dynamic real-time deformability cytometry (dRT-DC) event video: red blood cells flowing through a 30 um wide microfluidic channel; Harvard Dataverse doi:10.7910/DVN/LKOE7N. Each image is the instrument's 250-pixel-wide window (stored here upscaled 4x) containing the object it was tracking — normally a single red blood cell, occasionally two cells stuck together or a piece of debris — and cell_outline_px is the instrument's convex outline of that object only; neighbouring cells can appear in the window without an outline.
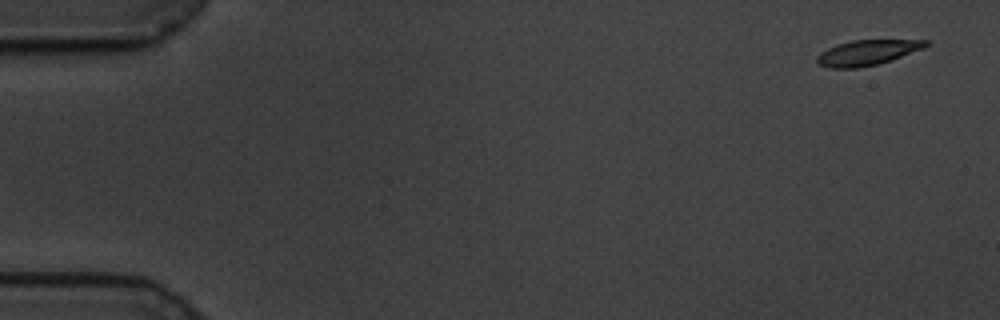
{"species": "common noctule bat (a hibernating species)", "species_latin": "Nyctalus noctula", "temperature_condition": "cold", "stored_images_in_passage": 58, "camera_frame_rate_fps": 3000, "um_per_image_px": 0.085, "animal": {"sex": "male", "body_mass_g": 19.5, "forearm_length_mm": 54.6}, "frame": {"image": 1, "passage_image": 1, "time_ms": 0.0, "image_size_px": [1000, 320], "cell_outline_px": [[928, 44], [924, 48], [880, 64], [860, 68], [828, 68], [820, 64], [816, 60], [816, 56], [820, 52], [836, 44], [852, 40], [928, 40]], "centroid_in_image_um": [73.69, 4.48], "position_along_channel_um": 11.3, "area_um2": 16.07}}
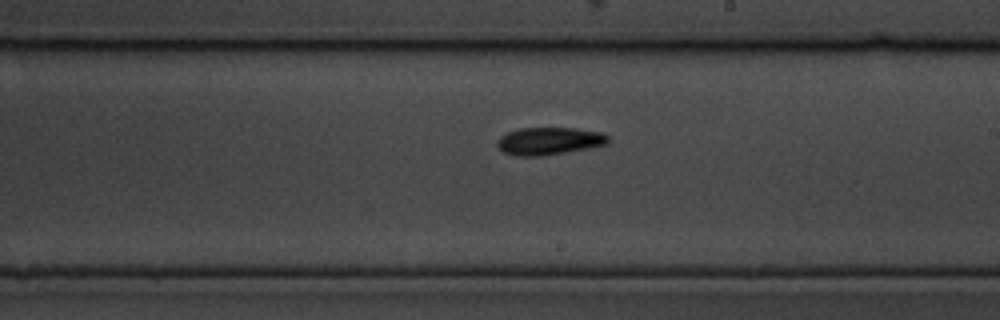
{"frame": {"image": 2, "passage_image": 33, "time_ms": 10.667, "image_size_px": [1000, 320], "cell_outline_px": [[608, 144], [544, 156], [516, 156], [504, 152], [496, 144], [500, 136], [516, 128], [572, 128], [600, 132], [608, 136]], "centroid_in_image_um": [46.64, 11.99], "position_along_channel_um": 242.4, "area_um2": 17.69}}
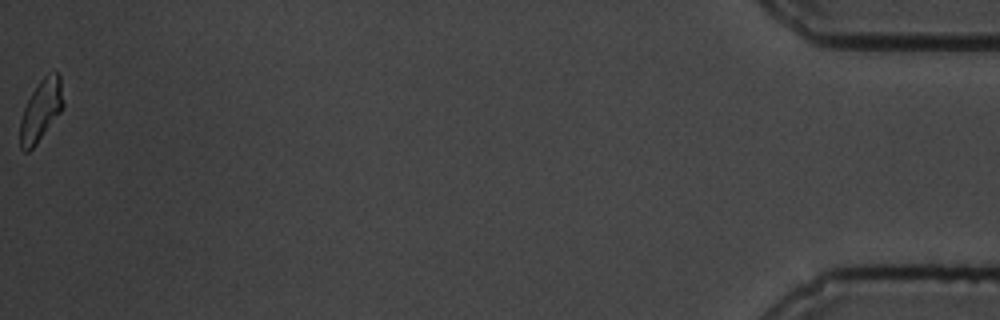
{"frame": {"image": 3, "passage_image": 58, "time_ms": 19.0, "image_size_px": [1000, 320], "cell_outline_px": [[64, 104], [60, 112], [36, 144], [28, 152], [24, 152], [20, 148], [20, 120], [24, 108], [32, 92], [40, 80], [48, 72], [56, 72], [60, 76], [64, 100]], "centroid_in_image_um": [3.48, 9.37], "position_along_channel_um": 431.7, "area_um2": 15.32}, "authors_computed_cell_mechanics": {"area_um2": 16.9065, "velocity_mm_per_s": 3.4055, "shape_relaxation_time_tau1_ms": 2.1292, "shape_relaxation_time_tau2_ms": 4.461, "deformation_change_tau1": 0.1001, "deformation_change_tau2": 0.1175}}